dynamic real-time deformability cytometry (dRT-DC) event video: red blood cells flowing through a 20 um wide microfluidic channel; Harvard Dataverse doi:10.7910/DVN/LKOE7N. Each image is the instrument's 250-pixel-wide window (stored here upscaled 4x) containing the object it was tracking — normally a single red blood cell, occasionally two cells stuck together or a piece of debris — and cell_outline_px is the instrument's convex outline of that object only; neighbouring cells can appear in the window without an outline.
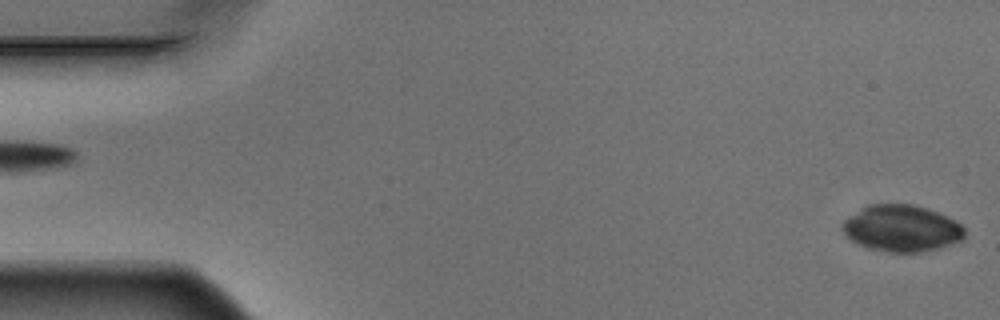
{"species": "Egyptian fruit bat (a non-hibernating species)", "species_latin": "Rousettus aegyptiacus", "temperature_condition": "warm", "stored_images_in_passage": 5, "segment_of_instrument_passage": [2, 2], "camera_frame_rate_fps": 3000, "um_per_image_px": 0.085, "animal": {"sex": "male"}, "frame": {"image": 1, "passage_image": 5, "time_ms": 1.333, "image_size_px": [1000, 320], "cell_outline_px": [[964, 240], [940, 248], [924, 252], [888, 252], [868, 248], [856, 244], [840, 228], [840, 224], [844, 220], [868, 204], [912, 204], [928, 208], [956, 220], [964, 228]], "centroid_in_image_um": [76.65, 19.42], "position_along_channel_um": 8.3, "area_um2": 33.41}}